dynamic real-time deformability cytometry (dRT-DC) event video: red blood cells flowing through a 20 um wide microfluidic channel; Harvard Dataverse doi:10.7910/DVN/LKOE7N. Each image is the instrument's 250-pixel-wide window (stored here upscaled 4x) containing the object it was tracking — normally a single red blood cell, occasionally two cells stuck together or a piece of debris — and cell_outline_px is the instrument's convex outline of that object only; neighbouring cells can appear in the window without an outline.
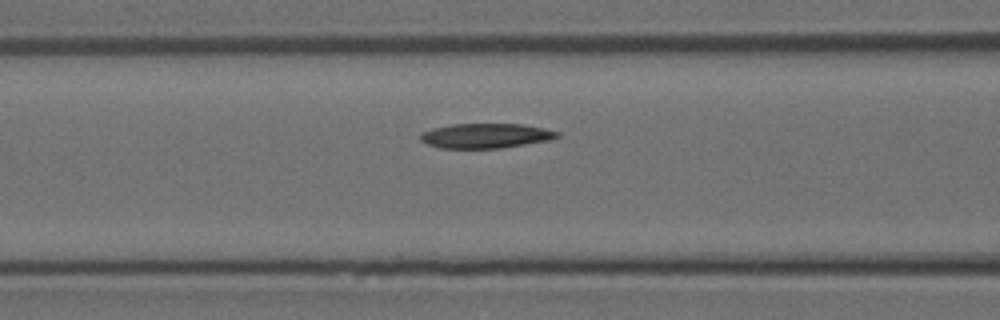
{"species": "Egyptian fruit bat (a non-hibernating species)", "species_latin": "Rousettus aegyptiacus", "temperature_condition": "room temperature", "stored_images_in_passage": 5, "camera_frame_rate_fps": 3000, "um_per_image_px": 0.085, "animal": {"sex": "female"}, "frame": {"image": 1, "passage_image": 5, "time_ms": 1.333, "image_size_px": [1000, 320], "cell_outline_px": [[560, 136], [548, 140], [500, 148], [440, 148], [428, 144], [420, 140], [420, 132], [432, 128], [452, 124], [520, 124], [544, 128], [560, 132]], "centroid_in_image_um": [41.25, 11.53], "position_along_channel_um": 125.3, "area_um2": 19.65}}